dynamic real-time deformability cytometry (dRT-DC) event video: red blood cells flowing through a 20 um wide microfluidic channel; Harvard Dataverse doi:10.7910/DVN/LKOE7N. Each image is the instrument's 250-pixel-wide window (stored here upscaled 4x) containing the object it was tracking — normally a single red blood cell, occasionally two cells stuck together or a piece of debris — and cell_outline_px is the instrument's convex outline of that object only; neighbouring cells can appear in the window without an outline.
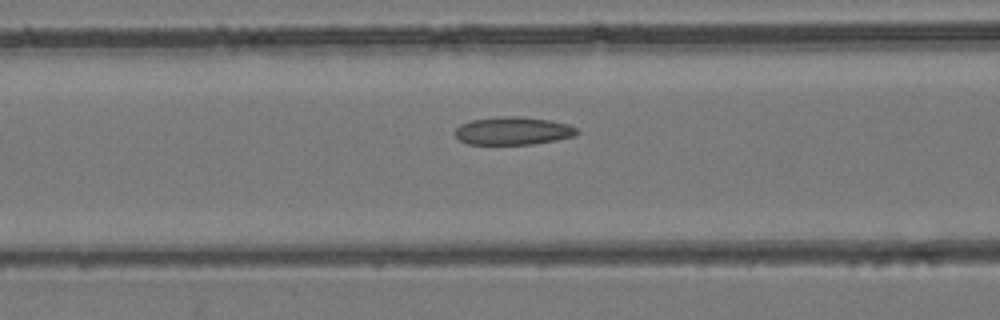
{"species": "common noctule bat (a hibernating species)", "species_latin": "Nyctalus noctula", "temperature_condition": "room temperature", "stored_images_in_passage": 48, "camera_frame_rate_fps": 3000, "um_per_image_px": 0.085, "animal": {"sex": "female", "body_mass_g": 24.6, "forearm_length_mm": 56.2}, "frame": {"image": 1, "passage_image": 20, "time_ms": 6.333, "image_size_px": [1000, 320], "cell_outline_px": [[580, 132], [576, 136], [556, 140], [532, 144], [468, 144], [460, 140], [452, 132], [460, 124], [472, 120], [496, 116], [520, 116], [552, 120], [568, 124], [576, 128]], "centroid_in_image_um": [43.61, 11.11], "position_along_channel_um": 123.0, "area_um2": 20.11}}
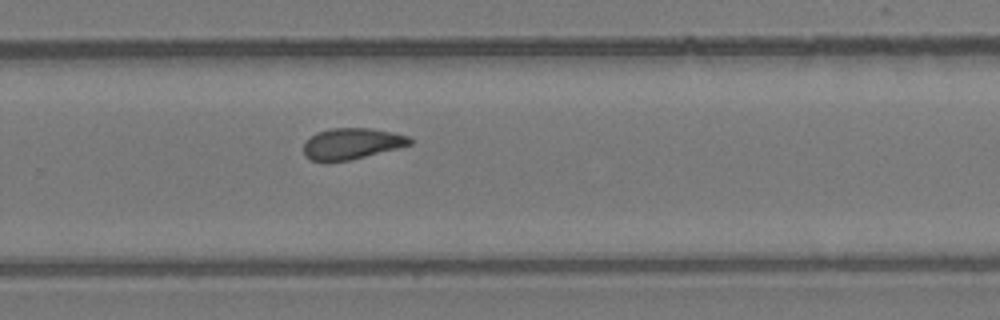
{"frame": {"image": 2, "passage_image": 32, "time_ms": 10.333, "image_size_px": [1000, 320], "cell_outline_px": [[412, 144], [348, 160], [312, 160], [304, 156], [304, 140], [316, 132], [332, 128], [368, 128], [392, 132], [408, 136], [412, 140]], "centroid_in_image_um": [29.86, 12.18], "position_along_channel_um": 299.9, "area_um2": 18.9}}
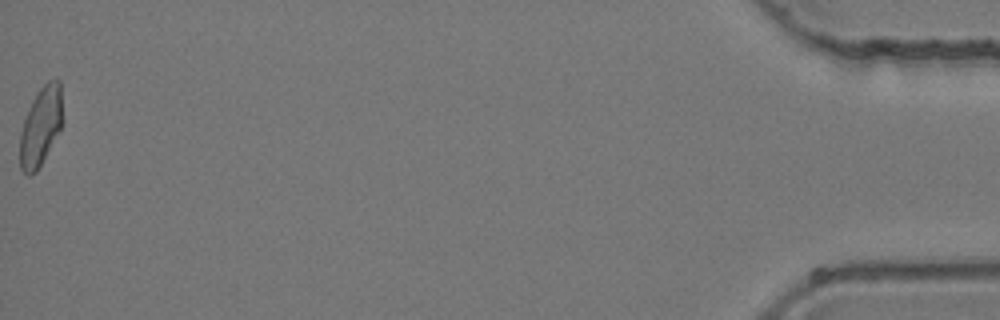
{"frame": {"image": 3, "passage_image": 48, "time_ms": 15.667, "image_size_px": [1000, 320], "cell_outline_px": [[60, 128], [36, 172], [28, 176], [20, 168], [20, 132], [24, 120], [32, 100], [36, 92], [48, 80], [60, 80]], "centroid_in_image_um": [3.41, 10.75], "position_along_channel_um": 431.8, "area_um2": 18.84}}